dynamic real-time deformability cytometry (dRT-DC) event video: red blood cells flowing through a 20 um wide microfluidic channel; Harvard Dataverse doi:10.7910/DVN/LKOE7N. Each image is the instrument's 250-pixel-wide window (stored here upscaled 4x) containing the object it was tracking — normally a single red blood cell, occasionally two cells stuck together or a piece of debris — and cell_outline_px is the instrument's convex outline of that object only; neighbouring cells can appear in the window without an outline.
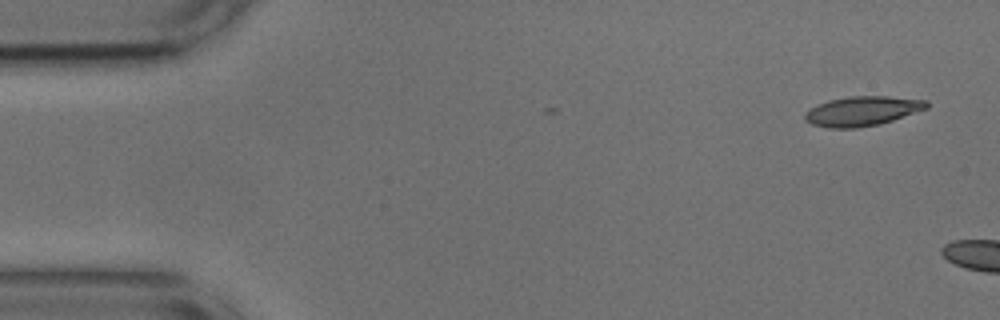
{"species": "common noctule bat (a hibernating species)", "species_latin": "Nyctalus noctula", "temperature_condition": "cold", "stored_images_in_passage": 2, "camera_frame_rate_fps": 3000, "um_per_image_px": 0.085, "animal": {"sex": "male", "body_mass_g": 17.9, "forearm_length_mm": 54.2}, "frame": {"image": 1, "passage_image": 2, "time_ms": 0.333, "image_size_px": [1000, 320], "cell_outline_px": [[928, 108], [880, 124], [856, 128], [828, 128], [812, 124], [804, 120], [804, 112], [816, 104], [828, 100], [848, 96], [888, 96], [928, 100]], "centroid_in_image_um": [73.26, 9.43], "position_along_channel_um": 11.7, "area_um2": 21.15}}